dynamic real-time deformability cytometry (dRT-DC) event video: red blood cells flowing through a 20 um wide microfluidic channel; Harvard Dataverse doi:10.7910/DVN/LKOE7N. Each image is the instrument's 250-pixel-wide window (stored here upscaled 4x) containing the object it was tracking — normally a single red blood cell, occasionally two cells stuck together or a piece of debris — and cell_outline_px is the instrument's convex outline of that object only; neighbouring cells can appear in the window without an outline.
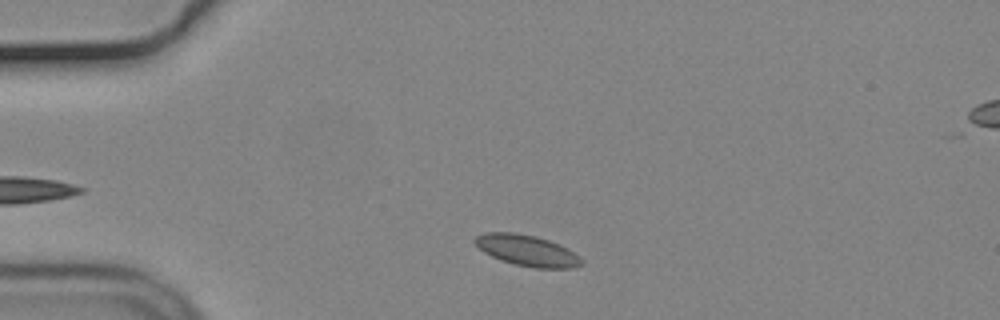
{"species": "common noctule bat (a hibernating species)", "species_latin": "Nyctalus noctula", "temperature_condition": "cold", "stored_images_in_passage": 43, "camera_frame_rate_fps": 3000, "um_per_image_px": 0.085, "animal": {"sex": "male", "body_mass_g": 19.2, "forearm_length_mm": 51.8}, "frame": {"image": 1, "passage_image": 6, "time_ms": 1.667, "image_size_px": [1000, 320], "cell_outline_px": [[584, 264], [576, 268], [536, 268], [516, 264], [500, 260], [484, 252], [472, 240], [476, 236], [484, 232], [516, 232], [536, 236], [548, 240], [568, 248], [580, 256], [584, 260]], "centroid_in_image_um": [44.83, 21.29], "position_along_channel_um": 40.2, "area_um2": 19.42}}
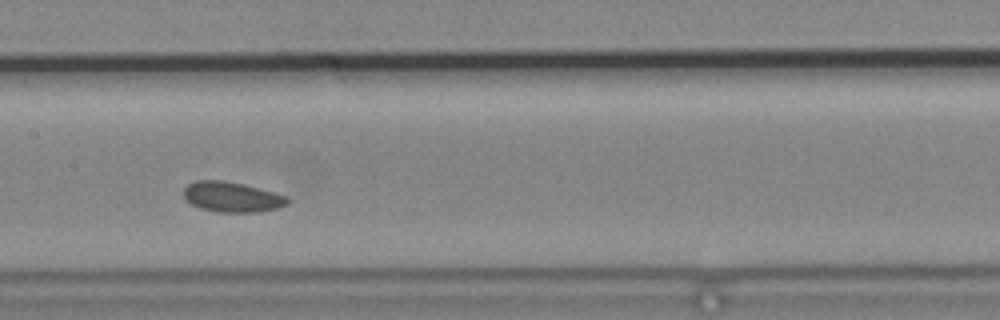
{"frame": {"image": 2, "passage_image": 21, "time_ms": 6.667, "image_size_px": [1000, 320], "cell_outline_px": [[292, 200], [288, 204], [276, 208], [260, 212], [216, 212], [200, 208], [184, 200], [184, 188], [188, 184], [196, 180], [224, 180], [244, 184], [288, 196]], "centroid_in_image_um": [19.72, 16.74], "position_along_channel_um": 187.7, "area_um2": 18.5}}
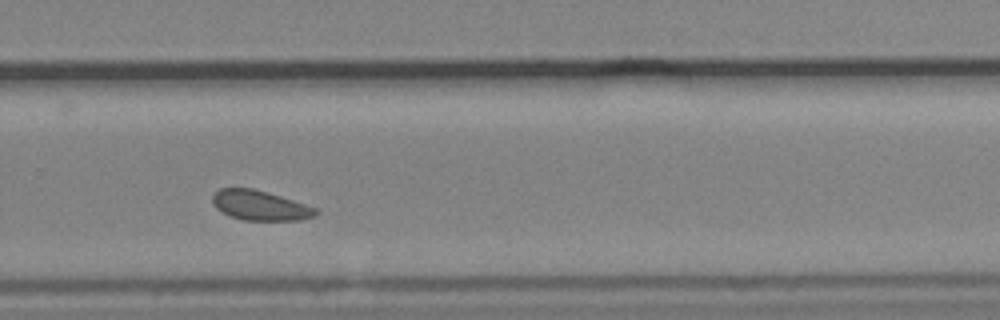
{"frame": {"image": 3, "passage_image": 31, "time_ms": 10.0, "image_size_px": [1000, 320], "cell_outline_px": [[320, 212], [316, 216], [300, 220], [244, 220], [228, 216], [216, 208], [212, 204], [212, 196], [220, 188], [252, 188], [268, 192], [316, 208]], "centroid_in_image_um": [22.09, 17.47], "position_along_channel_um": 307.7, "area_um2": 17.98}, "authors_computed_cell_mechanics": {"area_um2": 18.6116, "velocity_mm_per_s": 3.6214, "shape_relaxation_time_tau1_ms": null, "shape_relaxation_time_tau2_ms": 5.9815, "deformation_change_tau1": null, "deformation_change_tau2": 0.0844}}